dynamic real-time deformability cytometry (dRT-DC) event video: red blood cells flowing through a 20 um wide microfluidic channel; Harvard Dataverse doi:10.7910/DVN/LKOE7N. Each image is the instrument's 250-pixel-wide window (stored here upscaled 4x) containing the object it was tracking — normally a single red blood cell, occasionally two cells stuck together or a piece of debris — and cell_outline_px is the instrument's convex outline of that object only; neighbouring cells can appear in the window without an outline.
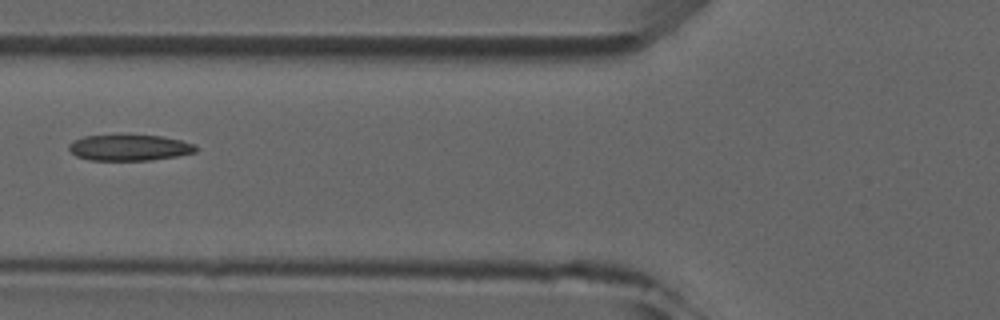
{"species": "common noctule bat (a hibernating species)", "species_latin": "Nyctalus noctula", "temperature_condition": "room temperature", "stored_images_in_passage": 6, "camera_frame_rate_fps": 3000, "um_per_image_px": 0.085, "animal": {"sex": "male", "forearm_length_mm": 52.5}, "frame": {"image": 1, "passage_image": 4, "time_ms": 3.667, "image_size_px": [1000, 320], "cell_outline_px": [[196, 152], [176, 156], [152, 160], [88, 160], [76, 156], [68, 148], [68, 144], [72, 140], [84, 136], [160, 136], [180, 140], [196, 144]], "centroid_in_image_um": [10.98, 12.56], "position_along_channel_um": 114.8, "area_um2": 19.02}}
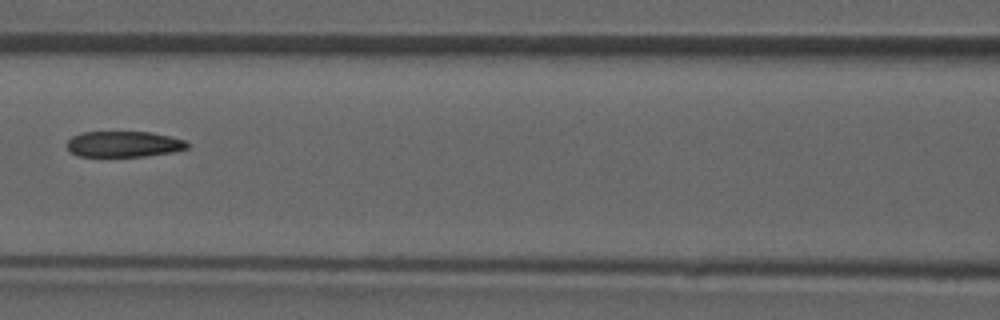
{"frame": {"image": 2, "passage_image": 5, "time_ms": 4.667, "image_size_px": [1000, 320], "cell_outline_px": [[188, 148], [172, 152], [144, 156], [76, 156], [68, 148], [68, 140], [72, 136], [84, 132], [148, 132], [168, 136], [184, 140], [188, 144]], "centroid_in_image_um": [10.51, 12.25], "position_along_channel_um": 156.1, "area_um2": 17.86}}